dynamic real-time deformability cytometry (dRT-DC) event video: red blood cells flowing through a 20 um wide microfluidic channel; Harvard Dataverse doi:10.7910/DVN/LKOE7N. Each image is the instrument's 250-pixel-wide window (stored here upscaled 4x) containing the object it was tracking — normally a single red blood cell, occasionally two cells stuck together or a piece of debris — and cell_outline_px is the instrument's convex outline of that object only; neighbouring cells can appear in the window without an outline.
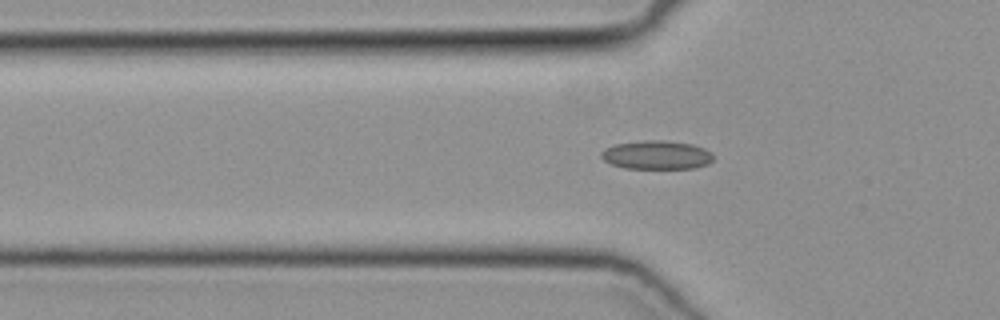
{"species": "common noctule bat (a hibernating species)", "species_latin": "Nyctalus noctula", "temperature_condition": "cold", "stored_images_in_passage": 27, "camera_frame_rate_fps": 3000, "um_per_image_px": 0.085, "animal": {"sex": "female", "body_mass_g": 19.3, "forearm_length_mm": 54.1}, "frame": {"image": 1, "passage_image": 5, "time_ms": 1.333, "image_size_px": [1000, 320], "cell_outline_px": [[712, 160], [708, 164], [696, 168], [624, 168], [612, 164], [604, 160], [600, 156], [600, 152], [616, 144], [652, 140], [660, 140], [692, 144], [704, 148], [712, 152]], "centroid_in_image_um": [55.84, 13.18], "position_along_channel_um": 70.0, "area_um2": 18.5}}
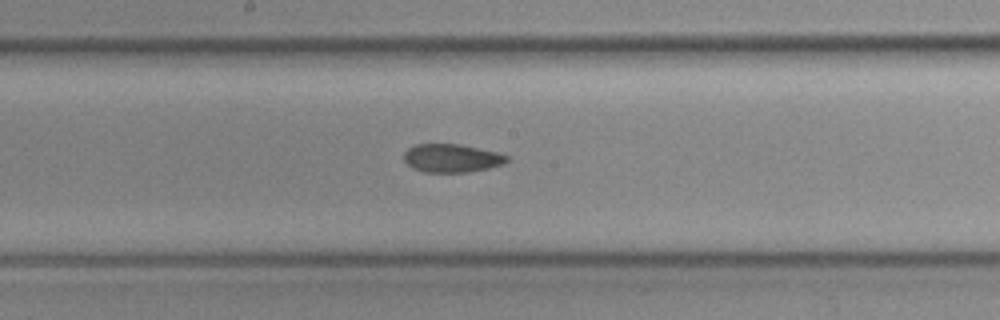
{"frame": {"image": 2, "passage_image": 15, "time_ms": 4.667, "image_size_px": [1000, 320], "cell_outline_px": [[508, 160], [504, 164], [488, 168], [468, 172], [424, 172], [408, 164], [404, 160], [404, 152], [408, 148], [416, 144], [460, 144], [496, 152], [508, 156]], "centroid_in_image_um": [38.4, 13.44], "position_along_channel_um": 209.8, "area_um2": 16.82}}
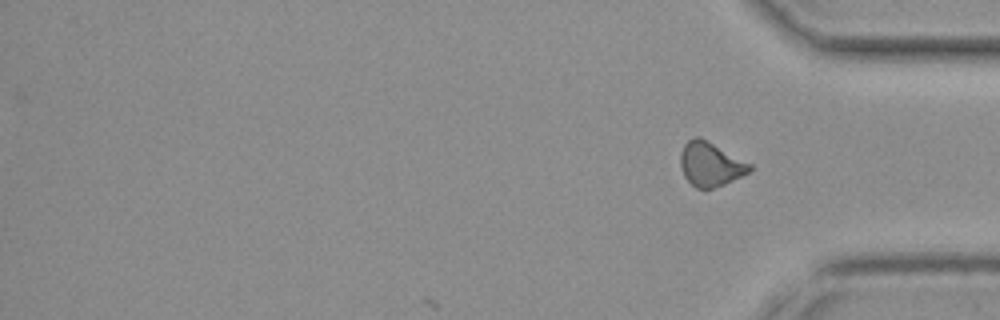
{"frame": {"image": 3, "passage_image": 27, "time_ms": 8.667, "image_size_px": [1000, 320], "cell_outline_px": [[752, 168], [748, 172], [724, 184], [712, 188], [696, 188], [684, 176], [680, 168], [680, 152], [684, 144], [692, 136], [700, 136], [752, 164]], "centroid_in_image_um": [60.35, 13.92], "position_along_channel_um": 374.8, "area_um2": 17.8}}